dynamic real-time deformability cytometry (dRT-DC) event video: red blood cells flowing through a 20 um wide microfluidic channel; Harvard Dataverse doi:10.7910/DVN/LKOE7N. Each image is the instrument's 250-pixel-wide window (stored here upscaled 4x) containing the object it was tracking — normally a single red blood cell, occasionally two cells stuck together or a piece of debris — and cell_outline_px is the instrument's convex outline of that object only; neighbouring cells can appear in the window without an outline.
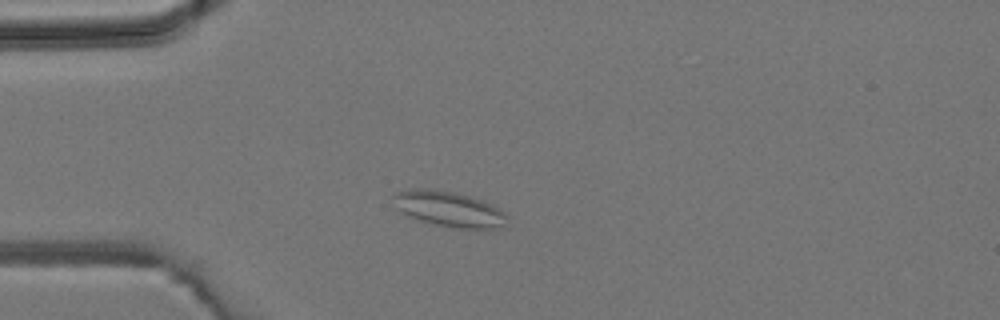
{"species": "common noctule bat (a hibernating species)", "species_latin": "Nyctalus noctula", "temperature_condition": "room temperature", "stored_images_in_passage": 2, "camera_frame_rate_fps": 3000, "um_per_image_px": 0.085, "animal": {"sex": "male", "body_mass_g": 19.2, "forearm_length_mm": 51.8}, "frame": {"image": 1, "passage_image": 2, "time_ms": 1.0, "image_size_px": [1000, 320], "cell_outline_px": [[508, 228], [452, 228], [432, 224], [408, 216], [400, 212], [396, 208], [392, 196], [396, 192], [412, 188], [428, 188], [456, 192], [492, 204], [504, 212], [508, 216]], "centroid_in_image_um": [38.17, 17.77], "position_along_channel_um": 46.8, "area_um2": 23.87}}